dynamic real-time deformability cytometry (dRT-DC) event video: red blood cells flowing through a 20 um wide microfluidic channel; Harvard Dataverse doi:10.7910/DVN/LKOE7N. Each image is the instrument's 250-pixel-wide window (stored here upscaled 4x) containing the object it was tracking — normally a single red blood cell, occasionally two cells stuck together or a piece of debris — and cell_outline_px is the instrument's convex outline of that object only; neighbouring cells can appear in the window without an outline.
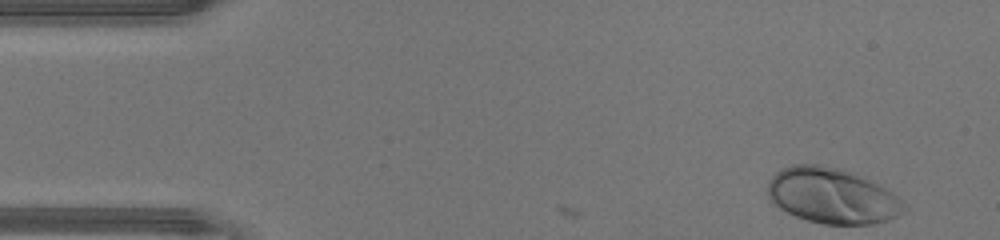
{"species": "human", "species_latin": "Homo sapiens", "temperature_condition": "warm", "stored_images_in_passage": 37, "camera_frame_rate_fps": 3000, "um_per_image_px": 0.085, "donor": {"sex": "male"}, "frame": {"image": 1, "passage_image": 1, "time_ms": 0.0, "image_size_px": [1000, 240], "cell_outline_px": [[908, 212], [888, 220], [872, 224], [824, 224], [808, 220], [796, 216], [780, 208], [768, 196], [768, 180], [780, 168], [792, 164], [824, 164], [840, 168], [852, 172], [892, 192], [908, 208]], "centroid_in_image_um": [70.73, 16.63], "position_along_channel_um": 14.3, "area_um2": 44.1}}
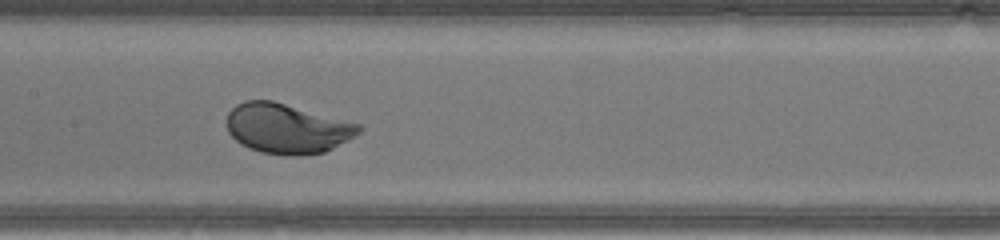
{"frame": {"image": 2, "passage_image": 20, "time_ms": 6.333, "image_size_px": [1000, 240], "cell_outline_px": [[360, 132], [332, 148], [324, 152], [300, 156], [288, 156], [260, 152], [248, 148], [240, 144], [228, 132], [228, 112], [236, 104], [244, 100], [272, 100], [360, 124]], "centroid_in_image_um": [24.36, 10.92], "position_along_channel_um": 183.0, "area_um2": 38.21}}
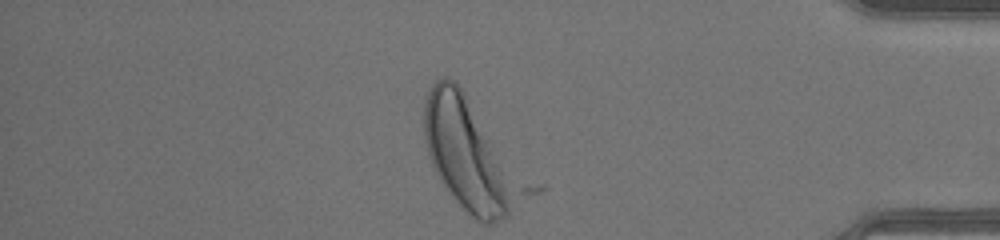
{"frame": {"image": 3, "passage_image": 37, "time_ms": 12.0, "image_size_px": [1000, 240], "cell_outline_px": [[508, 212], [504, 216], [492, 224], [484, 224], [468, 216], [452, 196], [436, 172], [428, 156], [424, 140], [424, 104], [428, 92], [432, 84], [436, 80], [444, 76], [448, 76], [460, 88], [464, 96], [508, 192]], "centroid_in_image_um": [39.3, 13.08], "position_along_channel_um": 395.9, "area_um2": 52.48}, "authors_computed_cell_mechanics": {"area_um2": 38.8416, "velocity_mm_per_s": 4.4161, "shape_relaxation_time_tau1_ms": 1.2615, "shape_relaxation_time_tau2_ms": null, "deformation_change_tau1": 0.1301, "deformation_change_tau2": null}}